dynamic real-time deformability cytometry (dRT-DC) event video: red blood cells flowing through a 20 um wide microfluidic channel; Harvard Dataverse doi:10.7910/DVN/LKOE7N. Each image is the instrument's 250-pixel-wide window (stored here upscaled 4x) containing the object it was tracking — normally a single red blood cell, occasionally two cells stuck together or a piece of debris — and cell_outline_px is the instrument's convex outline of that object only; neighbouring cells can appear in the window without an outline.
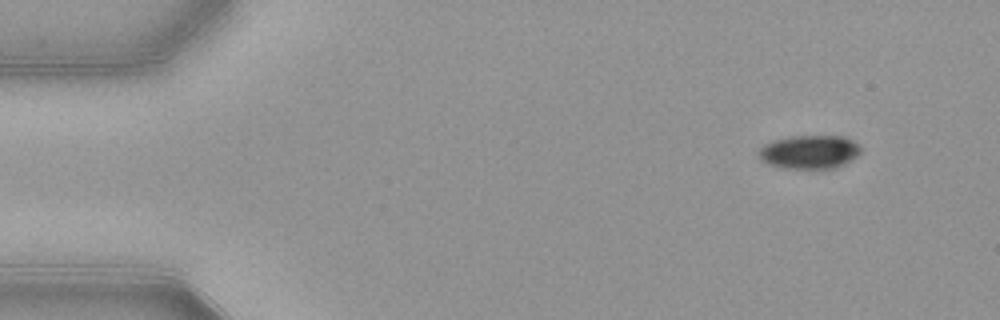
{"species": "common noctule bat (a hibernating species)", "species_latin": "Nyctalus noctula", "temperature_condition": "warm", "stored_images_in_passage": 50, "camera_frame_rate_fps": 3000, "um_per_image_px": 0.085, "animal": {"sex": "female", "body_mass_g": 21.9}, "frame": {"image": 1, "passage_image": 2, "time_ms": 0.333, "image_size_px": [1000, 320], "cell_outline_px": [[860, 152], [856, 156], [844, 164], [832, 168], [784, 168], [768, 164], [760, 160], [756, 152], [764, 144], [772, 140], [788, 136], [844, 136], [852, 140], [860, 148]], "centroid_in_image_um": [68.73, 12.9], "position_along_channel_um": 16.3, "area_um2": 20.0}}
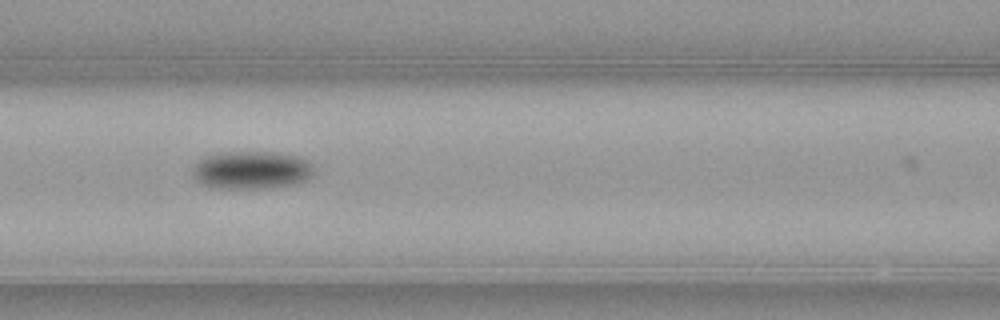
{"frame": {"image": 2, "passage_image": 20, "time_ms": 6.333, "image_size_px": [1000, 320], "cell_outline_px": [[316, 172], [312, 176], [296, 184], [264, 188], [208, 188], [200, 184], [192, 176], [192, 168], [196, 160], [204, 156], [220, 152], [280, 152], [300, 156], [308, 160], [312, 164]], "centroid_in_image_um": [21.36, 14.44], "position_along_channel_um": 145.2, "area_um2": 27.57}}
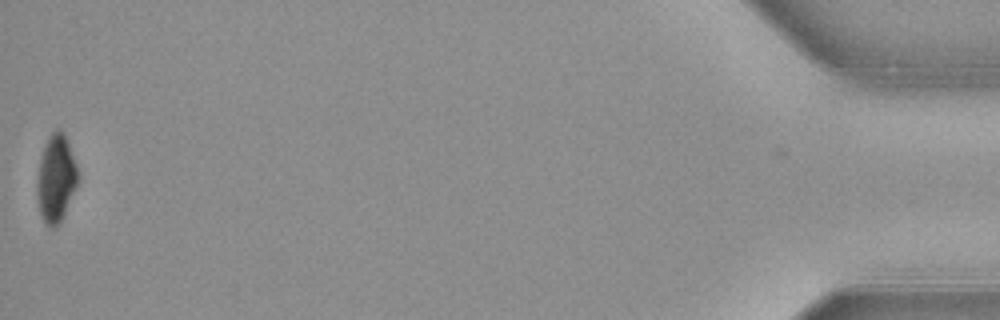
{"frame": {"image": 3, "passage_image": 50, "time_ms": 16.333, "image_size_px": [1000, 320], "cell_outline_px": [[80, 180], [64, 216], [60, 224], [52, 228], [48, 228], [44, 224], [40, 212], [36, 192], [36, 184], [40, 156], [44, 144], [48, 136], [56, 128], [60, 128], [64, 132], [80, 172]], "centroid_in_image_um": [4.78, 15.17], "position_along_channel_um": 430.4, "area_um2": 21.62}, "authors_computed_cell_mechanics": {"area_um2": 23.6113, "velocity_mm_per_s": 3.8875, "shape_relaxation_time_tau1_ms": 2.4359, "shape_relaxation_time_tau2_ms": null, "deformation_change_tau1": 0.1075, "deformation_change_tau2": null}}